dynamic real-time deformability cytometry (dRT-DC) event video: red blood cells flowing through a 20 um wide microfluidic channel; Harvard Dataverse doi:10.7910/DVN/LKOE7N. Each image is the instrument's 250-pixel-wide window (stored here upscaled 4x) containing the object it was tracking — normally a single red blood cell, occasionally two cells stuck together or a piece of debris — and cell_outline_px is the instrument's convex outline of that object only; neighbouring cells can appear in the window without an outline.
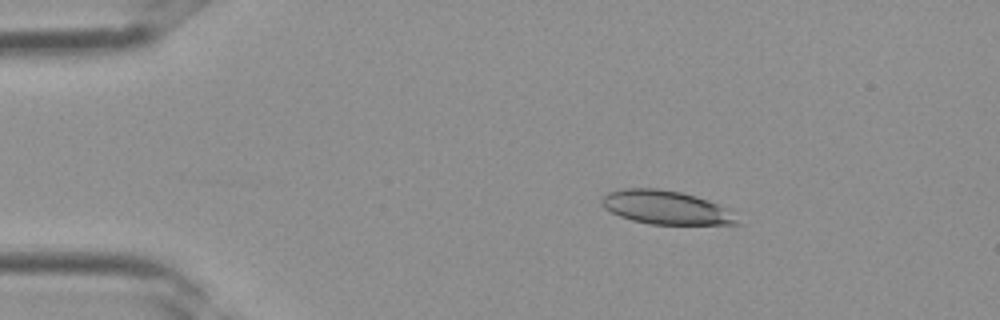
{"species": "Egyptian fruit bat (a non-hibernating species)", "species_latin": "Rousettus aegyptiacus", "temperature_condition": "room temperature", "stored_images_in_passage": 3, "camera_frame_rate_fps": 3000, "um_per_image_px": 0.085, "frame": {"image": 1, "passage_image": 2, "time_ms": 0.333, "image_size_px": [1000, 320], "cell_outline_px": [[744, 224], [648, 224], [632, 220], [620, 216], [604, 208], [600, 204], [600, 200], [608, 192], [620, 188], [656, 188], [680, 192], [696, 196], [708, 200], [724, 208]], "centroid_in_image_um": [56.54, 17.63], "position_along_channel_um": 28.5, "area_um2": 26.36}}